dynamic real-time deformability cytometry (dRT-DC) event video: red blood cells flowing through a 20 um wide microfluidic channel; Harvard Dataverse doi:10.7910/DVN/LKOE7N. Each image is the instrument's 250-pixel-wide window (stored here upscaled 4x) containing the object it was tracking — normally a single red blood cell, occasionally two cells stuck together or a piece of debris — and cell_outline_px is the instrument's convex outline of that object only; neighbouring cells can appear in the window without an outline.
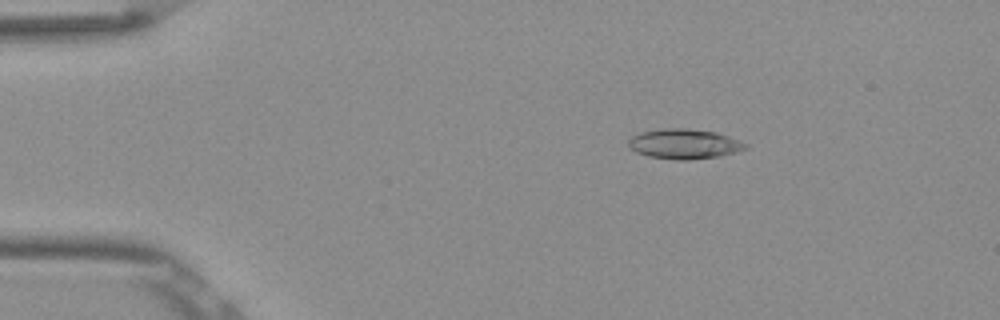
{"species": "Egyptian fruit bat (a non-hibernating species)", "species_latin": "Rousettus aegyptiacus", "temperature_condition": "room temperature", "stored_images_in_passage": 52, "camera_frame_rate_fps": 3000, "um_per_image_px": 0.085, "frame": {"image": 1, "passage_image": 9, "time_ms": 2.667, "image_size_px": [1000, 320], "cell_outline_px": [[748, 148], [736, 152], [720, 156], [688, 160], [676, 160], [648, 156], [636, 152], [628, 148], [628, 140], [632, 136], [640, 132], [664, 128], [684, 128], [716, 132], [740, 140], [748, 144]], "centroid_in_image_um": [58.15, 12.23], "position_along_channel_um": 26.8, "area_um2": 20.58}}
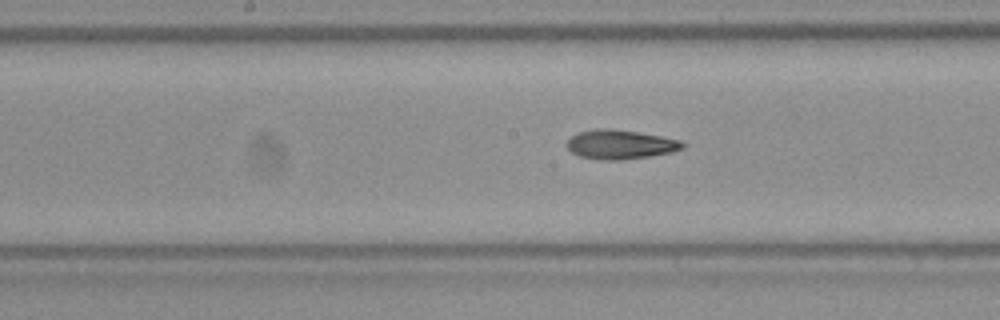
{"frame": {"image": 2, "passage_image": 27, "time_ms": 8.667, "image_size_px": [1000, 320], "cell_outline_px": [[688, 144], [684, 148], [672, 152], [648, 156], [620, 160], [600, 160], [580, 156], [572, 152], [564, 144], [572, 136], [580, 132], [596, 128], [608, 128], [636, 132], [660, 136], [680, 140]], "centroid_in_image_um": [52.73, 12.28], "position_along_channel_um": 195.5, "area_um2": 19.65}}
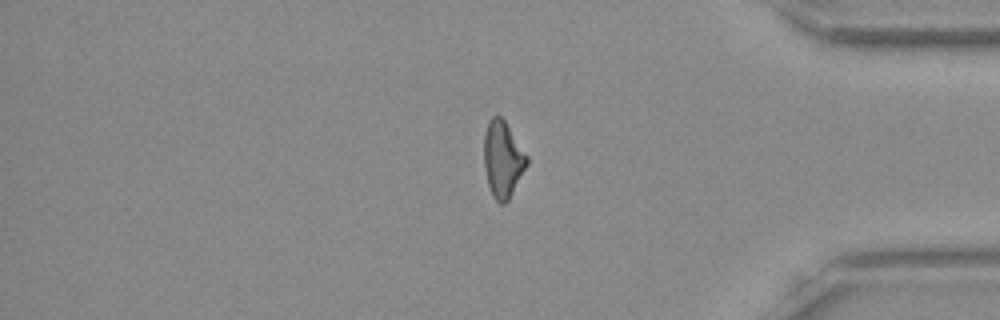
{"frame": {"image": 3, "passage_image": 44, "time_ms": 14.333, "image_size_px": [1000, 320], "cell_outline_px": [[528, 164], [508, 200], [504, 204], [500, 204], [492, 196], [488, 184], [484, 168], [484, 132], [488, 120], [492, 116], [500, 116], [504, 120], [528, 156]], "centroid_in_image_um": [42.72, 13.53], "position_along_channel_um": 392.5, "area_um2": 19.07}, "authors_computed_cell_mechanics": {"area_um2": 19.652, "velocity_mm_per_s": 3.8935, "shape_relaxation_time_tau1_ms": null, "shape_relaxation_time_tau2_ms": 4.6905, "deformation_change_tau1": null, "deformation_change_tau2": 0.142}}